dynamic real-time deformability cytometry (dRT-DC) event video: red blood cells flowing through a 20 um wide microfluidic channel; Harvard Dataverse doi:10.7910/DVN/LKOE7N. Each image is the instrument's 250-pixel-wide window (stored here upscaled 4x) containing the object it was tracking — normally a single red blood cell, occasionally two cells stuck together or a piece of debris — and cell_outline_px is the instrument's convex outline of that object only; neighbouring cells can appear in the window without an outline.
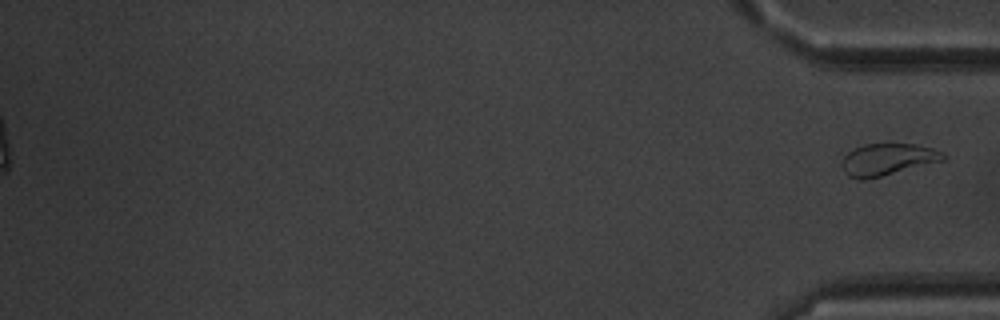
{"species": "common noctule bat (a hibernating species)", "species_latin": "Nyctalus noctula", "temperature_condition": "warm", "stored_images_in_passage": 42, "segment_of_instrument_passage": [2, 2], "camera_frame_rate_fps": 3000, "um_per_image_px": 0.085, "animal": {"sex": "male", "body_mass_g": 20.1, "forearm_length_mm": 53.5}, "frame": {"image": 1, "passage_image": 42, "time_ms": 13.667, "image_size_px": [1000, 320], "cell_outline_px": [[948, 156], [944, 160], [864, 180], [860, 180], [848, 176], [844, 172], [844, 156], [848, 152], [864, 144], [916, 144], [932, 148], [944, 152]], "centroid_in_image_um": [75.48, 13.54], "position_along_channel_um": 359.7, "area_um2": 18.5}}